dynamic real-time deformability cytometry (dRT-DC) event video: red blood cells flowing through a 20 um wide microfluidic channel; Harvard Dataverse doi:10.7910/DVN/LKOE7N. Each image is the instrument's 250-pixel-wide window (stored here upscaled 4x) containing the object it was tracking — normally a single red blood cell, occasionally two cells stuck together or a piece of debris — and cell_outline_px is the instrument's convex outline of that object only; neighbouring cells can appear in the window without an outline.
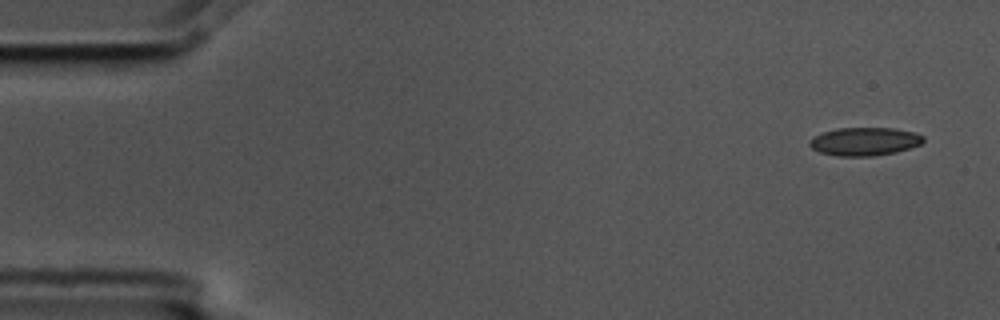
{"species": "common noctule bat (a hibernating species)", "species_latin": "Nyctalus noctula", "temperature_condition": "cold", "stored_images_in_passage": 5, "camera_frame_rate_fps": 3000, "um_per_image_px": 0.085, "animal": {"sex": "male", "body_mass_g": 17.5, "forearm_length_mm": 52.3}, "frame": {"image": 1, "passage_image": 1, "time_ms": 0.0, "image_size_px": [1000, 320], "cell_outline_px": [[924, 140], [920, 144], [896, 152], [872, 156], [836, 156], [820, 152], [812, 148], [808, 144], [808, 140], [812, 136], [820, 132], [836, 128], [892, 128], [916, 132], [924, 136]], "centroid_in_image_um": [73.44, 12.01], "position_along_channel_um": 11.6, "area_um2": 18.9}}
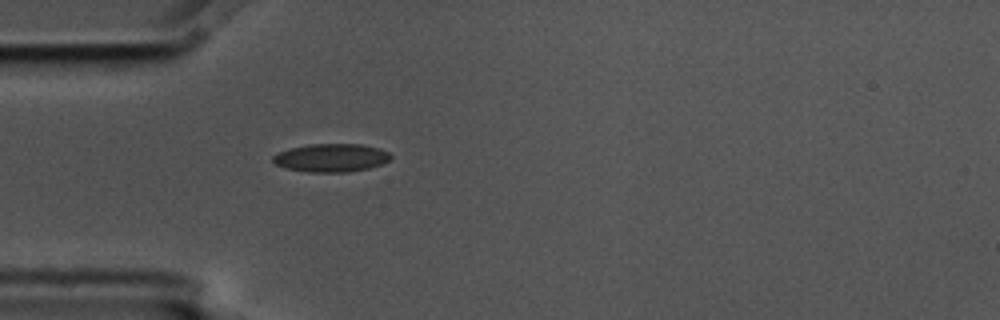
{"frame": {"image": 2, "passage_image": 5, "time_ms": 1.333, "image_size_px": [1000, 320], "cell_outline_px": [[392, 156], [384, 164], [368, 168], [348, 172], [308, 172], [284, 168], [276, 164], [272, 160], [272, 156], [280, 152], [292, 148], [312, 144], [360, 144], [376, 148], [388, 152]], "centroid_in_image_um": [28.15, 13.42], "position_along_channel_um": 56.8, "area_um2": 19.19}}